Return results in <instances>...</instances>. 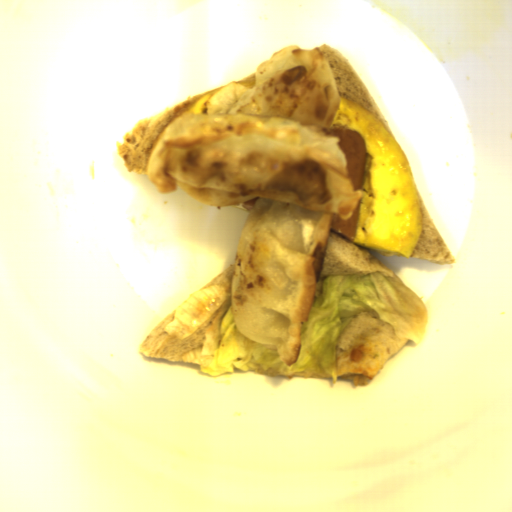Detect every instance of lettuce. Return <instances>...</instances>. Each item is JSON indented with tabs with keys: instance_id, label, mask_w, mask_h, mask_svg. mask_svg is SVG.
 I'll return each instance as SVG.
<instances>
[{
	"instance_id": "3",
	"label": "lettuce",
	"mask_w": 512,
	"mask_h": 512,
	"mask_svg": "<svg viewBox=\"0 0 512 512\" xmlns=\"http://www.w3.org/2000/svg\"><path fill=\"white\" fill-rule=\"evenodd\" d=\"M251 90L248 86L232 82L221 88L209 99L207 114L228 115L231 108L240 100L245 92Z\"/></svg>"
},
{
	"instance_id": "1",
	"label": "lettuce",
	"mask_w": 512,
	"mask_h": 512,
	"mask_svg": "<svg viewBox=\"0 0 512 512\" xmlns=\"http://www.w3.org/2000/svg\"><path fill=\"white\" fill-rule=\"evenodd\" d=\"M358 313H372L395 336L416 346L426 338V305L394 274L346 273L318 279L293 365L284 363L274 349L243 336L232 306L212 320L202 348L190 351L185 363L199 365L197 370L209 376L255 371L282 379L320 377L333 385L340 340Z\"/></svg>"
},
{
	"instance_id": "2",
	"label": "lettuce",
	"mask_w": 512,
	"mask_h": 512,
	"mask_svg": "<svg viewBox=\"0 0 512 512\" xmlns=\"http://www.w3.org/2000/svg\"><path fill=\"white\" fill-rule=\"evenodd\" d=\"M226 299L227 291L217 285L199 290L176 308L173 321L163 331L180 340L192 335Z\"/></svg>"
}]
</instances>
